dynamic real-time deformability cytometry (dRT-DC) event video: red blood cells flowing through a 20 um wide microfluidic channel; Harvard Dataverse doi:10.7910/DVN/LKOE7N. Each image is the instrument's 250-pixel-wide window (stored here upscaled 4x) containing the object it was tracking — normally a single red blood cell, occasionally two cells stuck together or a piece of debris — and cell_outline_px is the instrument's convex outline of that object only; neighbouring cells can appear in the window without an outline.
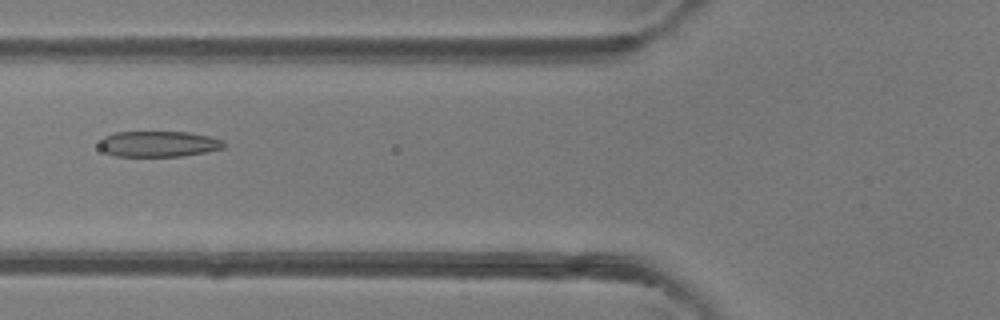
{"species": "common noctule bat (a hibernating species)", "species_latin": "Nyctalus noctula", "temperature_condition": "room temperature", "stored_images_in_passage": 49, "camera_frame_rate_fps": 3000, "um_per_image_px": 0.085, "animal": {"sex": "female"}, "frame": {"image": 1, "passage_image": 19, "time_ms": 6.0, "image_size_px": [1000, 320], "cell_outline_px": [[228, 144], [224, 148], [208, 152], [184, 156], [116, 156], [104, 152], [100, 148], [100, 140], [104, 136], [116, 132], [188, 132], [208, 136], [224, 140]], "centroid_in_image_um": [13.53, 12.24], "position_along_channel_um": 112.3, "area_um2": 18.9}}
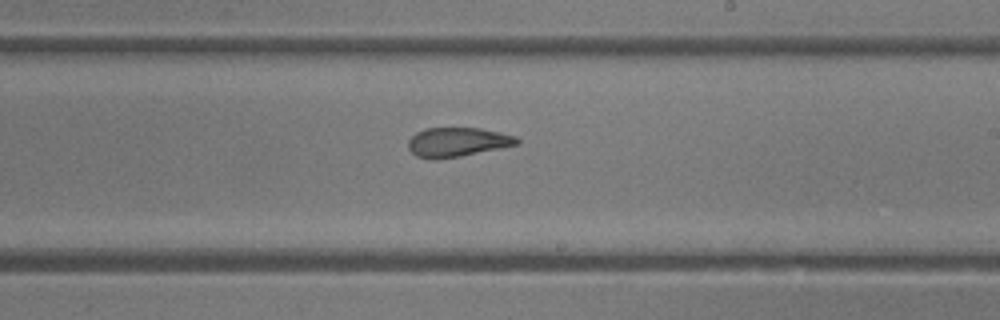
{"frame": {"image": 2, "passage_image": 29, "time_ms": 9.333, "image_size_px": [1000, 320], "cell_outline_px": [[520, 144], [460, 156], [436, 160], [432, 160], [416, 156], [408, 148], [408, 140], [416, 132], [424, 128], [480, 128], [500, 132], [516, 136], [520, 140]], "centroid_in_image_um": [38.87, 12.08], "position_along_channel_um": 250.1, "area_um2": 18.67}}
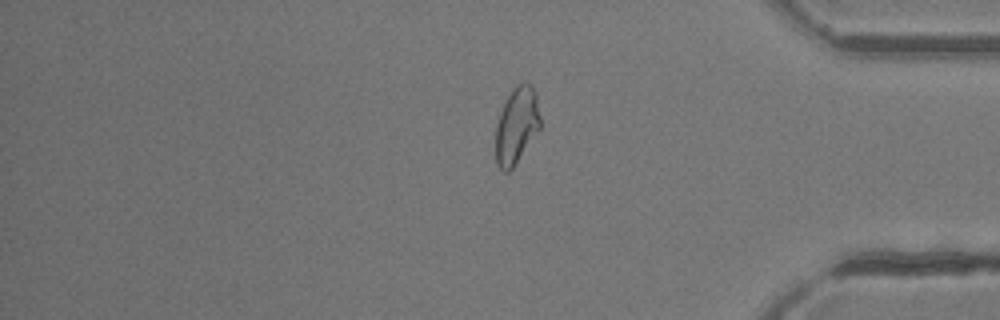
{"frame": {"image": 3, "passage_image": 41, "time_ms": 13.333, "image_size_px": [1000, 320], "cell_outline_px": [[540, 128], [512, 168], [508, 172], [504, 172], [496, 164], [496, 124], [500, 112], [512, 88], [516, 84], [524, 80], [536, 92], [540, 116]], "centroid_in_image_um": [43.91, 10.64], "position_along_channel_um": 391.3, "area_um2": 19.77}, "authors_computed_cell_mechanics": {"area_um2": 20.9236, "velocity_mm_per_s": 4.1326, "shape_relaxation_time_tau1_ms": null, "shape_relaxation_time_tau2_ms": 1.1127, "deformation_change_tau1": null, "deformation_change_tau2": 0.0801}}